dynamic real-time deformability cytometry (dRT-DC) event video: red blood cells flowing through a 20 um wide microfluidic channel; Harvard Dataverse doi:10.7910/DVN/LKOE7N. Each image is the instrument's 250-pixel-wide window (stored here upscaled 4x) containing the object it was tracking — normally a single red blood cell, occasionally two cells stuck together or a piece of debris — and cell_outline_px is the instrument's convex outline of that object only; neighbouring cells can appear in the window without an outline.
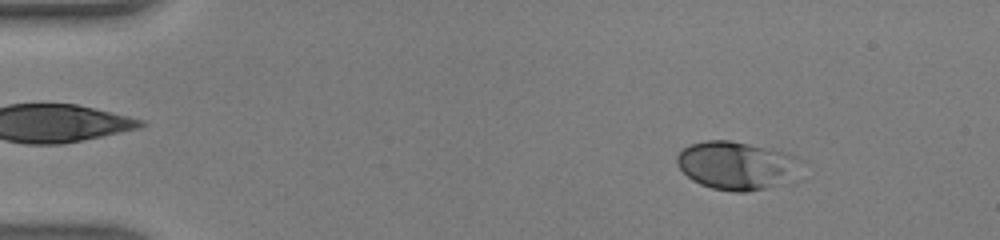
{"species": "human", "species_latin": "Homo sapiens", "temperature_condition": "warm", "stored_images_in_passage": 47, "camera_frame_rate_fps": 3000, "um_per_image_px": 0.085, "donor": {"sex": "male"}, "frame": {"image": 1, "passage_image": 6, "time_ms": 1.667, "image_size_px": [1000, 240], "cell_outline_px": [[800, 180], [796, 184], [744, 192], [732, 192], [712, 188], [700, 184], [692, 180], [676, 164], [676, 156], [688, 144], [708, 140], [732, 140], [796, 156], [800, 160]], "centroid_in_image_um": [62.71, 14.11], "position_along_channel_um": 22.3, "area_um2": 35.72}}
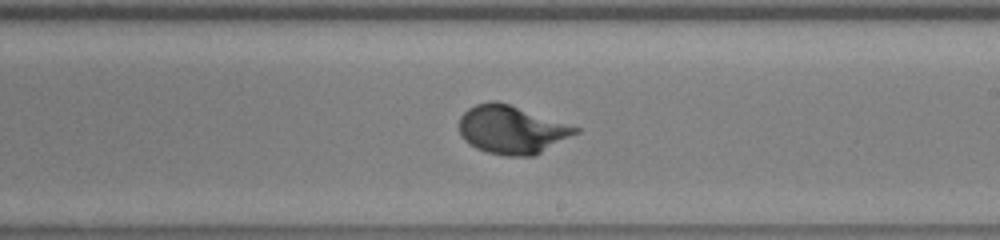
{"frame": {"image": 2, "passage_image": 28, "time_ms": 9.0, "image_size_px": [1000, 240], "cell_outline_px": [[580, 132], [536, 156], [508, 156], [488, 152], [476, 148], [464, 140], [460, 136], [460, 116], [468, 108], [476, 104], [492, 100], [496, 100], [580, 128]], "centroid_in_image_um": [43.5, 11.03], "position_along_channel_um": 245.5, "area_um2": 32.6}}
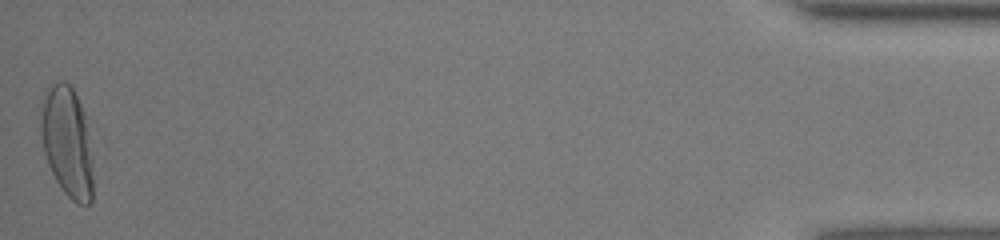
{"frame": {"image": 3, "passage_image": 47, "time_ms": 15.333, "image_size_px": [1000, 240], "cell_outline_px": [[92, 200], [88, 204], [76, 204], [64, 192], [56, 180], [48, 164], [44, 152], [40, 132], [40, 100], [48, 84], [56, 80], [64, 80], [72, 88], [84, 112], [92, 156]], "centroid_in_image_um": [5.67, 12.0], "position_along_channel_um": 429.5, "area_um2": 34.1}, "authors_computed_cell_mechanics": {"area_um2": 31.6744, "velocity_mm_per_s": 4.3563, "shape_relaxation_time_tau1_ms": 3.308, "shape_relaxation_time_tau2_ms": null, "deformation_change_tau1": 0.2079, "deformation_change_tau2": null}}